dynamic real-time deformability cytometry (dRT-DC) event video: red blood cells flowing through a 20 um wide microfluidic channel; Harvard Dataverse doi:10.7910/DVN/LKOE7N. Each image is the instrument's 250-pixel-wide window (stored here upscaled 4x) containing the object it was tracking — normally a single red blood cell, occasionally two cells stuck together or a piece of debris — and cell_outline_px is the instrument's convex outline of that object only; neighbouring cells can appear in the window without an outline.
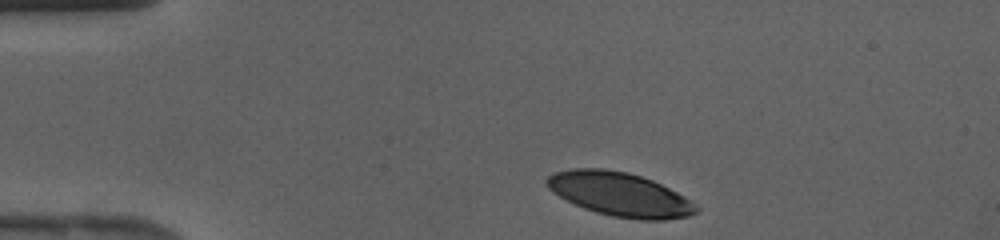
{"species": "human", "species_latin": "Homo sapiens", "temperature_condition": "cold", "stored_images_in_passage": 30, "camera_frame_rate_fps": 3000, "um_per_image_px": 0.085, "donor": {"sex": "female"}, "frame": {"image": 1, "passage_image": 1, "time_ms": 0.0, "image_size_px": [1000, 240], "cell_outline_px": [[700, 208], [696, 212], [688, 216], [664, 220], [640, 220], [612, 216], [596, 212], [584, 208], [552, 192], [548, 188], [544, 180], [548, 176], [556, 172], [572, 168], [604, 168], [628, 172], [652, 180], [684, 196], [696, 204]], "centroid_in_image_um": [52.68, 16.51], "position_along_channel_um": 32.3, "area_um2": 38.03}}
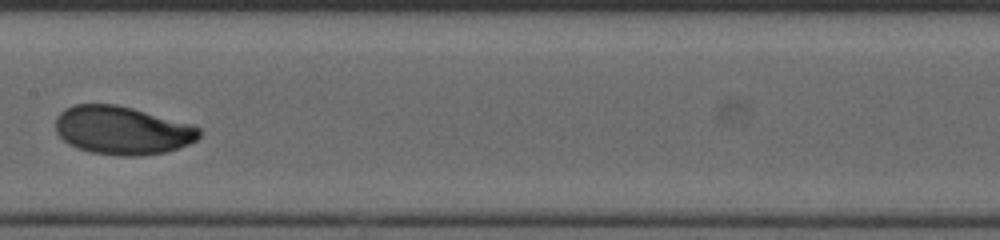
{"frame": {"image": 2, "passage_image": 15, "time_ms": 4.667, "image_size_px": [1000, 240], "cell_outline_px": [[200, 136], [196, 140], [188, 144], [168, 152], [140, 156], [120, 156], [92, 152], [76, 148], [68, 144], [56, 132], [56, 116], [64, 108], [72, 104], [116, 104], [132, 108], [192, 124], [200, 128]], "centroid_in_image_um": [10.38, 11.08], "position_along_channel_um": 197.0, "area_um2": 40.69}}
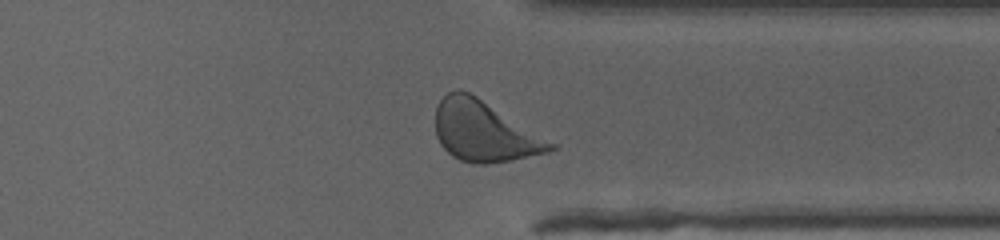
{"frame": {"image": 3, "passage_image": 26, "time_ms": 8.333, "image_size_px": [1000, 240], "cell_outline_px": [[556, 148], [548, 152], [488, 164], [472, 164], [460, 160], [452, 156], [440, 144], [436, 136], [436, 108], [440, 100], [448, 92], [456, 88], [460, 88], [476, 96], [556, 144]], "centroid_in_image_um": [41.11, 11.16], "position_along_channel_um": 370.3, "area_um2": 40.06}}